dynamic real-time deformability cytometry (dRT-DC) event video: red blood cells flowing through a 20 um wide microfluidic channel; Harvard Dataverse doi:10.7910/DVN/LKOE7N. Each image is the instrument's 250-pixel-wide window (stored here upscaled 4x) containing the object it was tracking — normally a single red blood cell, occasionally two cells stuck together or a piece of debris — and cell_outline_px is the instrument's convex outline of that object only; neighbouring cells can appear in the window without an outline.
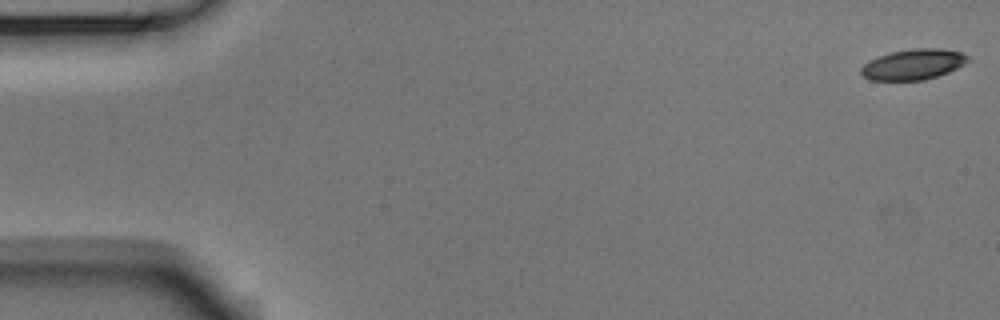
{"species": "Egyptian fruit bat (a non-hibernating species)", "species_latin": "Rousettus aegyptiacus", "temperature_condition": "room temperature", "stored_images_in_passage": 55, "camera_frame_rate_fps": 3000, "um_per_image_px": 0.085, "animal": {"sex": "male"}, "frame": {"image": 1, "passage_image": 1, "time_ms": 0.0, "image_size_px": [1000, 320], "cell_outline_px": [[972, 60], [948, 72], [924, 80], [868, 80], [860, 72], [860, 68], [868, 60], [876, 56], [892, 52], [912, 48], [940, 48], [960, 52], [968, 56]], "centroid_in_image_um": [77.61, 5.46], "position_along_channel_um": 7.4, "area_um2": 19.13}}
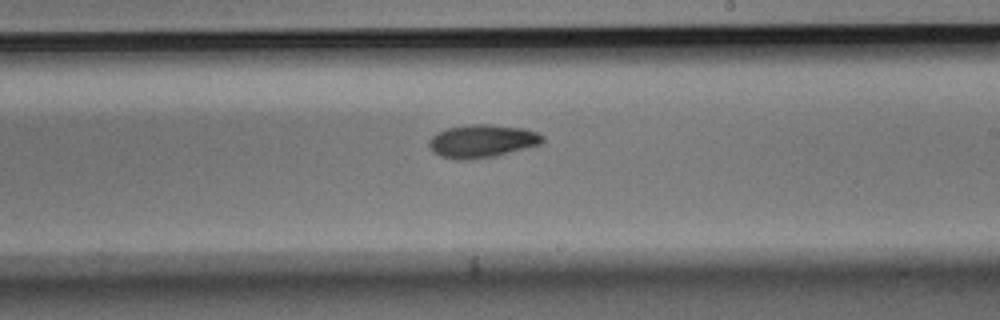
{"frame": {"image": 2, "passage_image": 32, "time_ms": 10.333, "image_size_px": [1000, 320], "cell_outline_px": [[544, 144], [496, 156], [464, 160], [456, 160], [440, 156], [432, 152], [428, 144], [428, 140], [436, 132], [448, 128], [472, 124], [488, 124], [524, 128], [536, 132], [544, 136]], "centroid_in_image_um": [40.99, 12.0], "position_along_channel_um": 248.0, "area_um2": 22.14}}
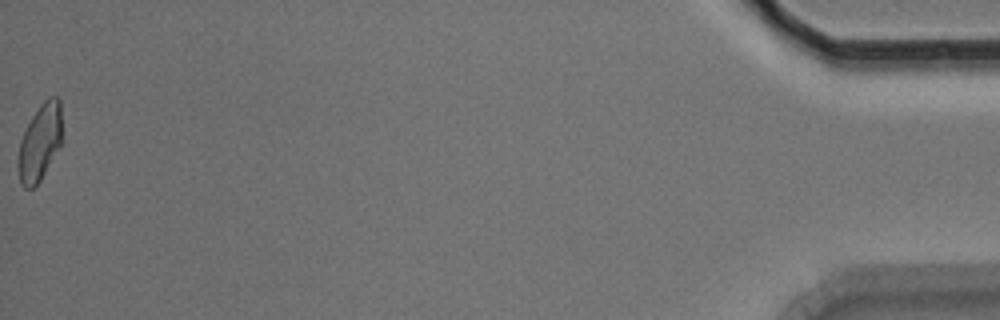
{"frame": {"image": 3, "passage_image": 55, "time_ms": 18.0, "image_size_px": [1000, 320], "cell_outline_px": [[64, 140], [60, 148], [40, 180], [32, 188], [24, 188], [20, 184], [16, 168], [16, 160], [20, 140], [32, 116], [40, 104], [48, 96], [56, 96], [60, 100]], "centroid_in_image_um": [3.4, 12.1], "position_along_channel_um": 431.8, "area_um2": 20.4}, "authors_computed_cell_mechanics": {"area_um2": 20.4612, "velocity_mm_per_s": 3.6874, "shape_relaxation_time_tau1_ms": 3.3001, "shape_relaxation_time_tau2_ms": null, "deformation_change_tau1": 0.1349, "deformation_change_tau2": null}}